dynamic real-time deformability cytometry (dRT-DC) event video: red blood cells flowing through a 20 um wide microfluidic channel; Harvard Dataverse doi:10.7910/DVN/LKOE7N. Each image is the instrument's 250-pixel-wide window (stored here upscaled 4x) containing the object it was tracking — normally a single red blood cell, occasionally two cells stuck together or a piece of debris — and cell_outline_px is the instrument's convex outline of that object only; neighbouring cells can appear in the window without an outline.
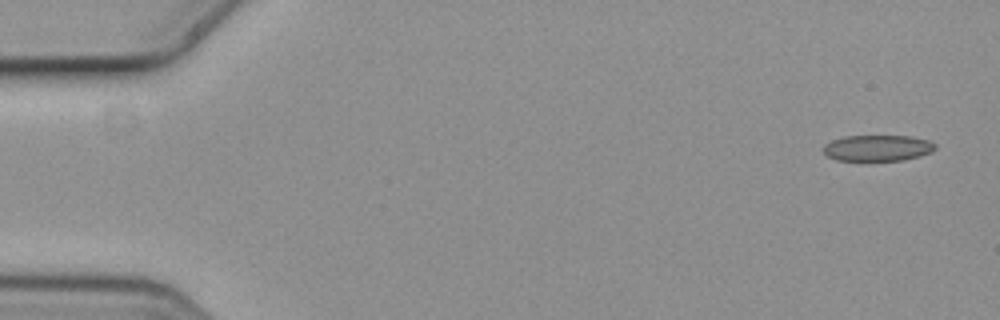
{"species": "common noctule bat (a hibernating species)", "species_latin": "Nyctalus noctula", "temperature_condition": "cold", "stored_images_in_passage": 6, "camera_frame_rate_fps": 3000, "um_per_image_px": 0.085, "animal": {"sex": "female", "body_mass_g": 19.3, "forearm_length_mm": 54.1}, "frame": {"image": 1, "passage_image": 1, "time_ms": 0.0, "image_size_px": [1000, 320], "cell_outline_px": [[936, 148], [932, 152], [920, 156], [904, 160], [836, 160], [828, 156], [820, 148], [824, 144], [832, 140], [844, 136], [912, 136], [928, 140], [936, 144]], "centroid_in_image_um": [74.59, 12.57], "position_along_channel_um": 10.4, "area_um2": 17.11}}
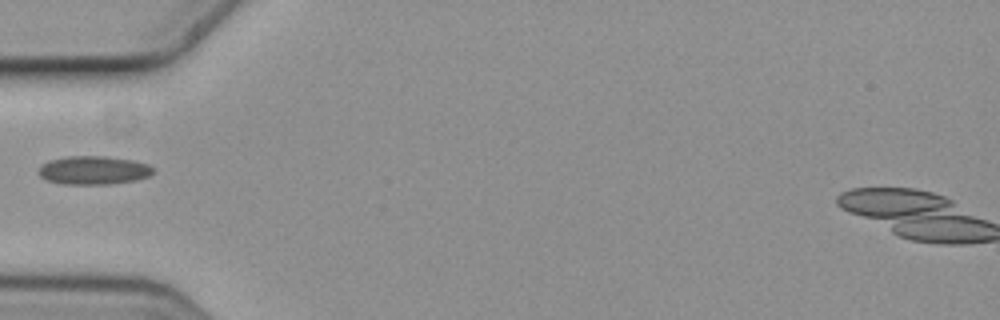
{"frame": {"image": 2, "passage_image": 5, "time_ms": 1.333, "image_size_px": [1000, 320], "cell_outline_px": [[152, 172], [148, 176], [136, 180], [108, 184], [64, 184], [48, 180], [40, 176], [36, 172], [40, 164], [48, 160], [64, 156], [104, 156], [132, 160], [148, 164], [152, 168]], "centroid_in_image_um": [7.88, 14.46], "position_along_channel_um": 77.1, "area_um2": 19.07}}
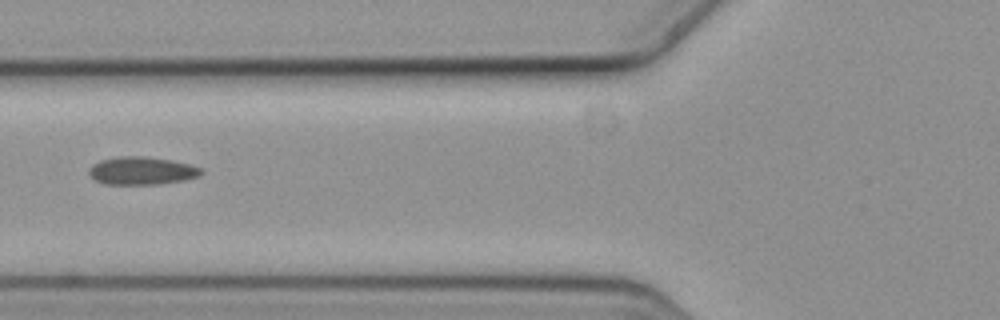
{"frame": {"image": 3, "passage_image": 6, "time_ms": 1.667, "image_size_px": [1000, 320], "cell_outline_px": [[204, 172], [200, 176], [184, 180], [160, 184], [104, 184], [96, 180], [88, 172], [88, 168], [92, 164], [100, 160], [120, 156], [144, 156], [172, 160], [188, 164], [200, 168]], "centroid_in_image_um": [12.04, 14.51], "position_along_channel_um": 113.8, "area_um2": 18.26}}